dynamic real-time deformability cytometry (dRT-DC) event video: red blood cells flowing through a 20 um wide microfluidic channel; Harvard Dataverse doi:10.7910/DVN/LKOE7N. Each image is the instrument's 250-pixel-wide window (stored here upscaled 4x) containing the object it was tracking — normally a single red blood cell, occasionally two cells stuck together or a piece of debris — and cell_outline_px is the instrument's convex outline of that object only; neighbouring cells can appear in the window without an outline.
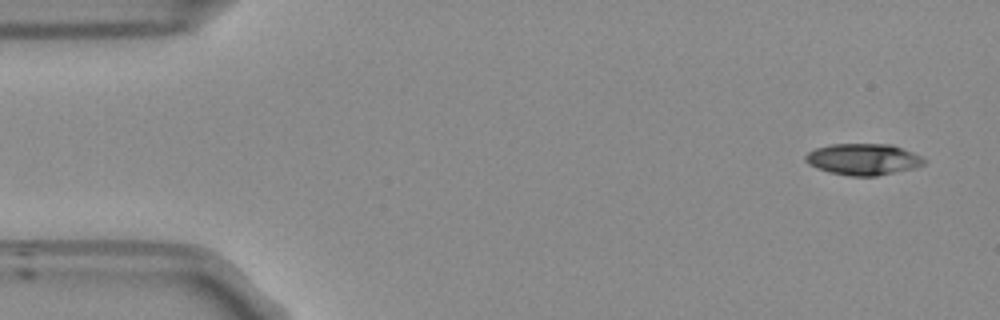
{"species": "Egyptian fruit bat (a non-hibernating species)", "species_latin": "Rousettus aegyptiacus", "temperature_condition": "room temperature", "stored_images_in_passage": 51, "camera_frame_rate_fps": 3000, "um_per_image_px": 0.085, "frame": {"image": 1, "passage_image": 1, "time_ms": 0.0, "image_size_px": [1000, 320], "cell_outline_px": [[924, 164], [916, 168], [876, 176], [848, 176], [828, 172], [816, 168], [808, 164], [804, 160], [804, 156], [808, 152], [816, 148], [832, 144], [892, 144], [912, 152], [920, 156], [924, 160]], "centroid_in_image_um": [73.34, 13.55], "position_along_channel_um": 11.7, "area_um2": 21.79}}
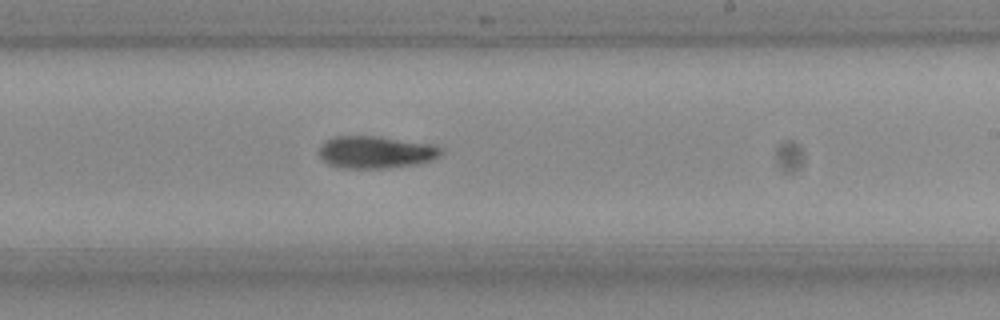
{"frame": {"image": 2, "passage_image": 29, "time_ms": 9.333, "image_size_px": [1000, 320], "cell_outline_px": [[444, 152], [440, 156], [432, 160], [420, 164], [388, 168], [340, 168], [328, 164], [320, 156], [320, 144], [336, 136], [380, 136], [432, 144], [444, 148]], "centroid_in_image_um": [32.0, 12.94], "position_along_channel_um": 257.0, "area_um2": 23.24}}
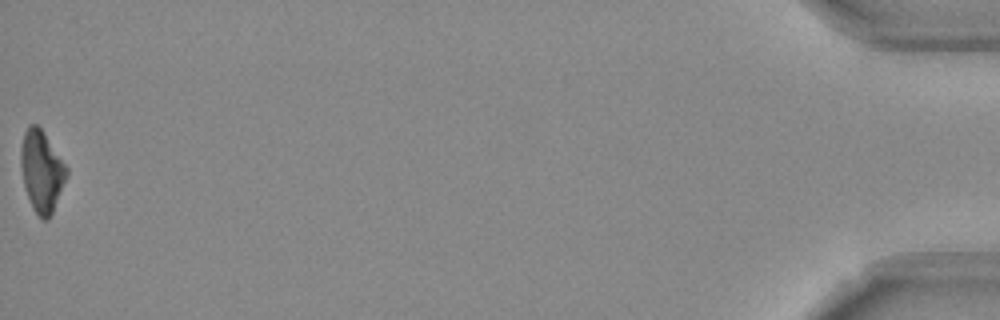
{"frame": {"image": 3, "passage_image": 51, "time_ms": 16.667, "image_size_px": [1000, 320], "cell_outline_px": [[68, 176], [52, 212], [48, 220], [44, 220], [32, 208], [24, 184], [20, 164], [20, 148], [24, 132], [28, 124], [36, 124], [40, 128], [68, 168]], "centroid_in_image_um": [3.53, 14.54], "position_along_channel_um": 431.7, "area_um2": 21.44}, "authors_computed_cell_mechanics": {"area_um2": 22.1374, "velocity_mm_per_s": 3.8235, "shape_relaxation_time_tau1_ms": 2.6606, "shape_relaxation_time_tau2_ms": null, "deformation_change_tau1": 0.1445, "deformation_change_tau2": null}}